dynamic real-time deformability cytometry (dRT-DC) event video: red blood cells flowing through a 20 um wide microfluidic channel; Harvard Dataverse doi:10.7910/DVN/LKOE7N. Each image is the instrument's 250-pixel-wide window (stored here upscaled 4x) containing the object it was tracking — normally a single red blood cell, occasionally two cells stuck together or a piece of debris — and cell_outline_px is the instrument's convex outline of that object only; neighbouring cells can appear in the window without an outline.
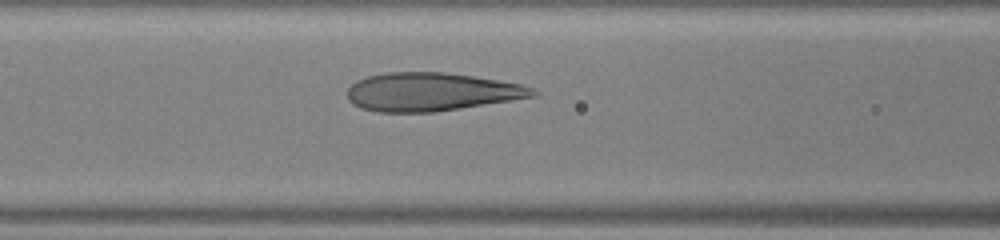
{"species": "human", "species_latin": "Homo sapiens", "temperature_condition": "warm", "stored_images_in_passage": 25, "camera_frame_rate_fps": 3000, "um_per_image_px": 0.085, "donor": {"sex": "male"}, "frame": {"image": 1, "passage_image": 7, "time_ms": 2.0, "image_size_px": [1000, 240], "cell_outline_px": [[540, 92], [536, 96], [460, 108], [432, 112], [376, 112], [360, 108], [352, 104], [348, 100], [348, 88], [356, 80], [368, 76], [388, 72], [444, 72], [472, 76], [520, 84], [532, 88]], "centroid_in_image_um": [36.62, 7.81], "position_along_channel_um": 130.0, "area_um2": 41.27}}
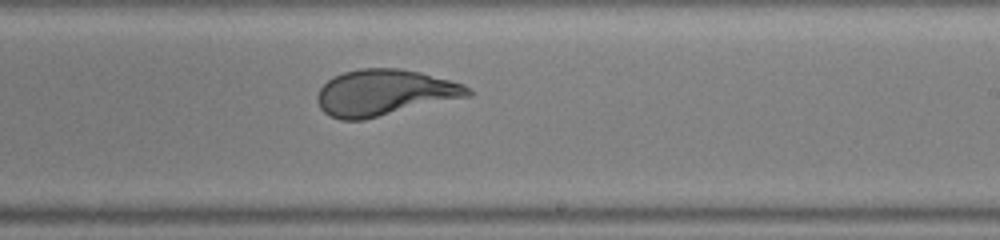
{"frame": {"image": 2, "passage_image": 15, "time_ms": 4.667, "image_size_px": [1000, 240], "cell_outline_px": [[472, 96], [364, 120], [340, 120], [324, 112], [320, 108], [316, 100], [316, 96], [320, 88], [332, 76], [344, 72], [360, 68], [400, 68], [420, 72], [464, 84], [472, 92]], "centroid_in_image_um": [32.68, 7.88], "position_along_channel_um": 256.3, "area_um2": 40.75}}
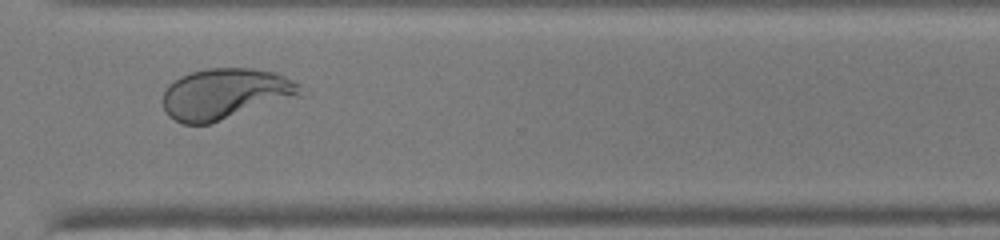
{"frame": {"image": 3, "passage_image": 21, "time_ms": 6.667, "image_size_px": [1000, 240], "cell_outline_px": [[308, 92], [304, 96], [208, 124], [184, 124], [168, 116], [164, 108], [164, 92], [168, 84], [180, 76], [192, 72], [208, 68], [252, 68], [276, 72], [300, 84]], "centroid_in_image_um": [19.24, 7.97], "position_along_channel_um": 351.4, "area_um2": 41.27}}